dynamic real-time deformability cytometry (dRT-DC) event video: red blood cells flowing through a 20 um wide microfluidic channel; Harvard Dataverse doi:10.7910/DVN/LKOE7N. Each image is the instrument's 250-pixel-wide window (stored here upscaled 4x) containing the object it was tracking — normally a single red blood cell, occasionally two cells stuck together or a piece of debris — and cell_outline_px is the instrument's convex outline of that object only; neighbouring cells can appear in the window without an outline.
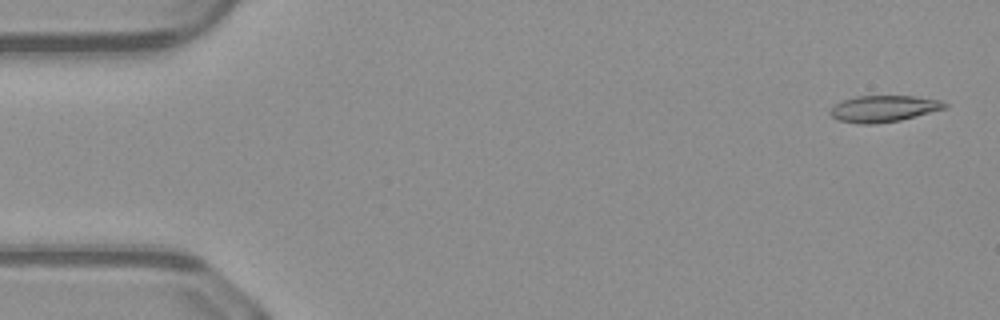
{"species": "common noctule bat (a hibernating species)", "species_latin": "Nyctalus noctula", "temperature_condition": "warm", "stored_images_in_passage": 50, "camera_frame_rate_fps": 3000, "um_per_image_px": 0.085, "animal": {"sex": "male", "body_mass_g": 23.1, "forearm_length_mm": 52.7}, "frame": {"image": 1, "passage_image": 2, "time_ms": 0.333, "image_size_px": [1000, 320], "cell_outline_px": [[948, 108], [900, 120], [872, 124], [860, 124], [836, 120], [828, 112], [836, 104], [844, 100], [856, 96], [912, 96], [940, 100], [948, 104]], "centroid_in_image_um": [75.12, 9.24], "position_along_channel_um": 9.9, "area_um2": 17.63}}
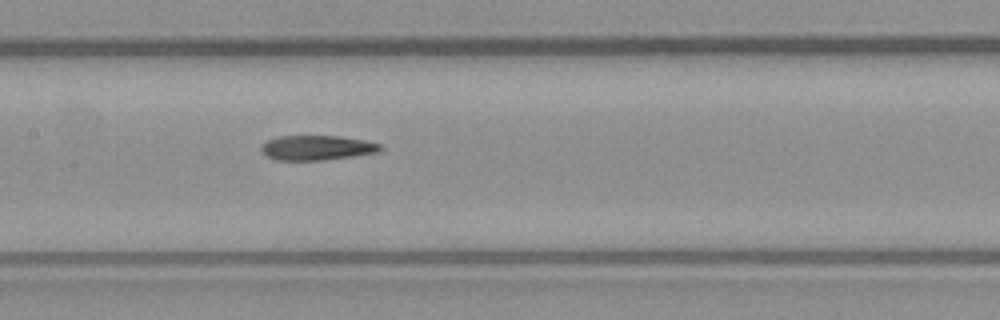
{"frame": {"image": 2, "passage_image": 24, "time_ms": 7.667, "image_size_px": [1000, 320], "cell_outline_px": [[384, 148], [380, 152], [324, 160], [276, 160], [268, 156], [260, 148], [268, 140], [280, 136], [340, 136], [364, 140], [380, 144]], "centroid_in_image_um": [26.99, 12.56], "position_along_channel_um": 180.4, "area_um2": 17.05}}
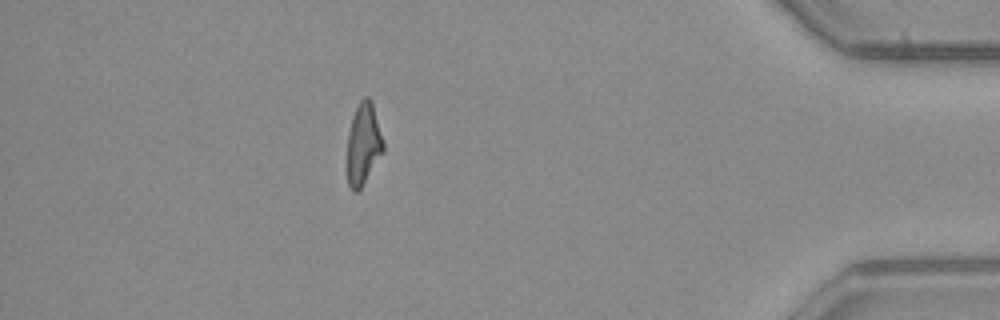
{"frame": {"image": 3, "passage_image": 44, "time_ms": 14.333, "image_size_px": [1000, 320], "cell_outline_px": [[384, 152], [360, 188], [356, 192], [352, 192], [348, 184], [344, 164], [348, 132], [352, 116], [360, 100], [364, 96], [368, 96], [372, 100], [384, 144]], "centroid_in_image_um": [30.84, 12.27], "position_along_channel_um": 404.4, "area_um2": 17.86}, "authors_computed_cell_mechanics": {"area_um2": 17.8024, "velocity_mm_per_s": 4.1352, "shape_relaxation_time_tau1_ms": null, "shape_relaxation_time_tau2_ms": 2.9415, "deformation_change_tau1": null, "deformation_change_tau2": 0.1213}}